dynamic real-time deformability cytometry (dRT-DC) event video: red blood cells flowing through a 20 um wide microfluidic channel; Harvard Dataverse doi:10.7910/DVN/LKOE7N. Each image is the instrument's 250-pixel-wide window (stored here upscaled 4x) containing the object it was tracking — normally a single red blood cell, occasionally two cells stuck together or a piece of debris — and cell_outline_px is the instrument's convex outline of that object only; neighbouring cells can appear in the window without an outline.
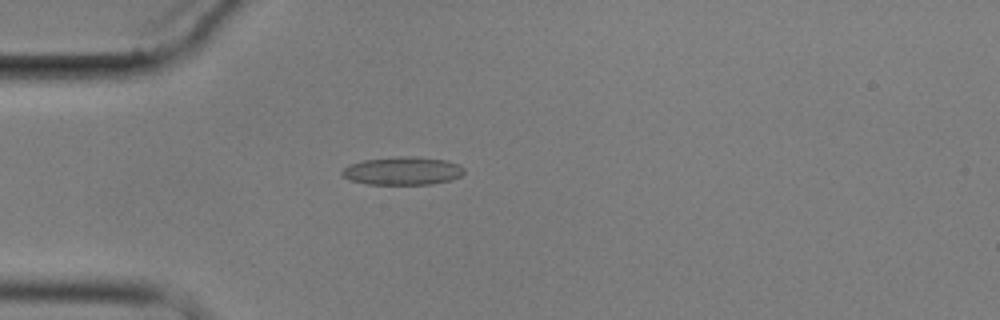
{"species": "common noctule bat (a hibernating species)", "species_latin": "Nyctalus noctula", "temperature_condition": "cold", "stored_images_in_passage": 6, "camera_frame_rate_fps": 3000, "um_per_image_px": 0.085, "animal": {"sex": "male", "body_mass_g": 17.9}, "frame": {"image": 1, "passage_image": 6, "time_ms": 6.667, "image_size_px": [1000, 320], "cell_outline_px": [[464, 172], [460, 176], [452, 180], [432, 184], [368, 184], [352, 180], [344, 176], [340, 172], [348, 164], [364, 160], [400, 156], [412, 156], [448, 160], [460, 164], [464, 168]], "centroid_in_image_um": [34.26, 14.51], "position_along_channel_um": 50.7, "area_um2": 20.06}}